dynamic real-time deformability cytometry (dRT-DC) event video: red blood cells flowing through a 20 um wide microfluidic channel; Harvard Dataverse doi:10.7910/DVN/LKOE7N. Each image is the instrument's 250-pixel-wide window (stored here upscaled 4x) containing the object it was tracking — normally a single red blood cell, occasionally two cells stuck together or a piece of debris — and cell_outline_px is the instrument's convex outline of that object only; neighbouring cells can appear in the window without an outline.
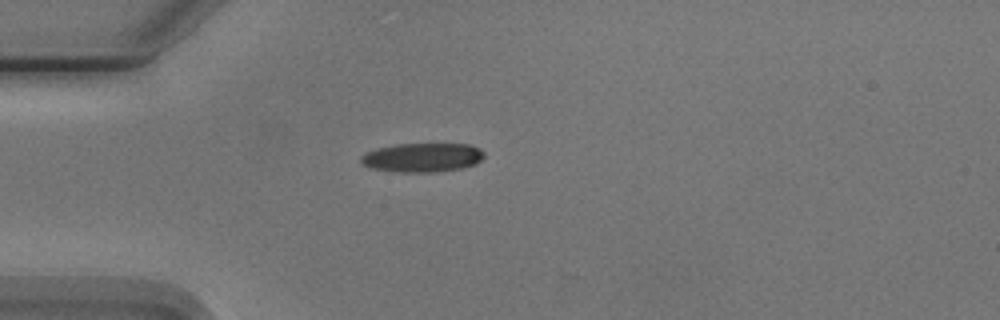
{"species": "Egyptian fruit bat (a non-hibernating species)", "species_latin": "Rousettus aegyptiacus", "temperature_condition": "cold", "stored_images_in_passage": 5, "camera_frame_rate_fps": 3000, "um_per_image_px": 0.085, "animal": {"sex": "male"}, "frame": {"image": 1, "passage_image": 5, "time_ms": 4.667, "image_size_px": [1000, 320], "cell_outline_px": [[484, 156], [476, 164], [464, 168], [436, 172], [392, 172], [372, 168], [360, 164], [360, 156], [376, 148], [396, 144], [468, 144], [480, 148], [484, 152]], "centroid_in_image_um": [35.89, 13.39], "position_along_channel_um": 49.1, "area_um2": 21.1}}